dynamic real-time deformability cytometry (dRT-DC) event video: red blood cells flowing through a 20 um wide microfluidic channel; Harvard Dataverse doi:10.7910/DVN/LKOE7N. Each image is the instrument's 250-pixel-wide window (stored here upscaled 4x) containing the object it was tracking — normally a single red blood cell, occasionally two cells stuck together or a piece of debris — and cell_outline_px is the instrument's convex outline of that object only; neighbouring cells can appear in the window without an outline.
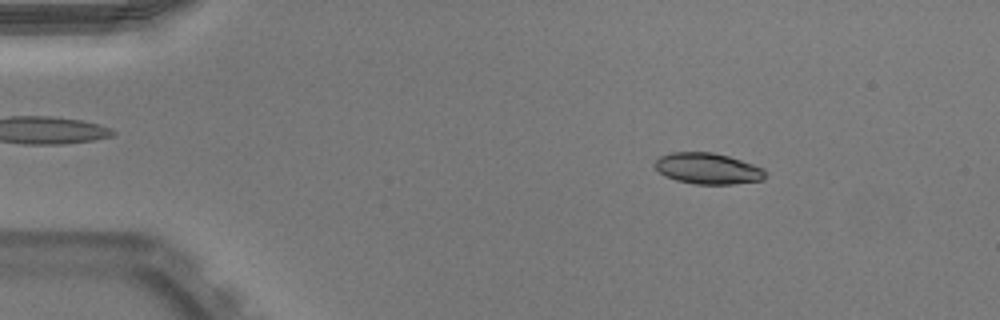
{"species": "Egyptian fruit bat (a non-hibernating species)", "species_latin": "Rousettus aegyptiacus", "temperature_condition": "warm", "stored_images_in_passage": 50, "camera_frame_rate_fps": 3000, "um_per_image_px": 0.085, "animal": {"sex": "male"}, "frame": {"image": 1, "passage_image": 7, "time_ms": 2.0, "image_size_px": [1000, 320], "cell_outline_px": [[768, 176], [764, 180], [732, 184], [696, 184], [676, 180], [664, 176], [652, 164], [660, 156], [672, 152], [712, 152], [728, 156], [764, 168], [768, 172]], "centroid_in_image_um": [60.19, 14.33], "position_along_channel_um": 24.8, "area_um2": 20.17}}
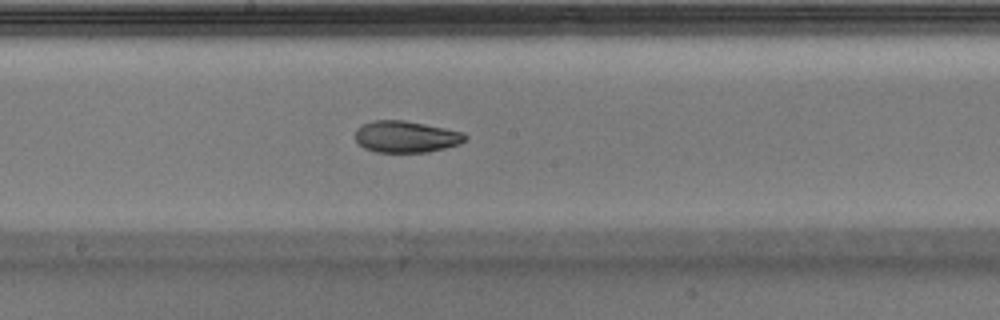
{"frame": {"image": 2, "passage_image": 27, "time_ms": 8.667, "image_size_px": [1000, 320], "cell_outline_px": [[468, 136], [460, 144], [428, 152], [376, 152], [364, 148], [356, 140], [356, 128], [372, 120], [404, 120], [464, 132]], "centroid_in_image_um": [34.51, 11.62], "position_along_channel_um": 213.7, "area_um2": 20.17}}
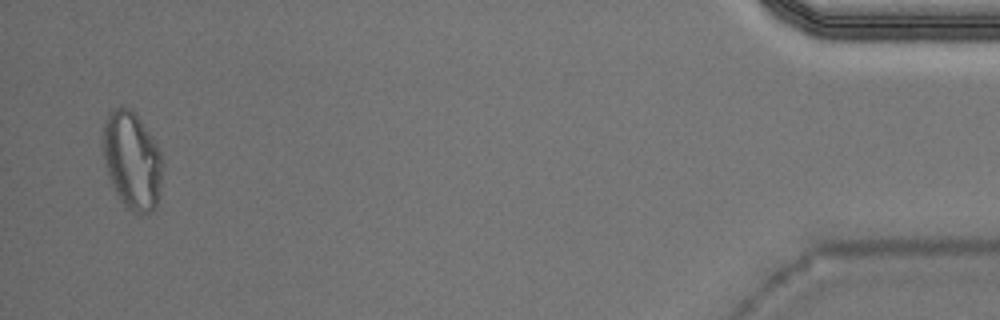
{"frame": {"image": 3, "passage_image": 49, "time_ms": 16.0, "image_size_px": [1000, 320], "cell_outline_px": [[164, 164], [156, 208], [148, 212], [132, 212], [120, 200], [108, 176], [104, 160], [100, 140], [104, 120], [108, 112], [112, 108], [120, 104], [128, 108], [140, 120], [156, 144], [160, 152]], "centroid_in_image_um": [11.18, 13.59], "position_along_channel_um": 424.0, "area_um2": 34.22}, "authors_computed_cell_mechanics": {"area_um2": 20.6924, "velocity_mm_per_s": 3.9533, "shape_relaxation_time_tau1_ms": 6.4821, "shape_relaxation_time_tau2_ms": 1.5013, "deformation_change_tau1": 0.1898, "deformation_change_tau2": 0.0661}}